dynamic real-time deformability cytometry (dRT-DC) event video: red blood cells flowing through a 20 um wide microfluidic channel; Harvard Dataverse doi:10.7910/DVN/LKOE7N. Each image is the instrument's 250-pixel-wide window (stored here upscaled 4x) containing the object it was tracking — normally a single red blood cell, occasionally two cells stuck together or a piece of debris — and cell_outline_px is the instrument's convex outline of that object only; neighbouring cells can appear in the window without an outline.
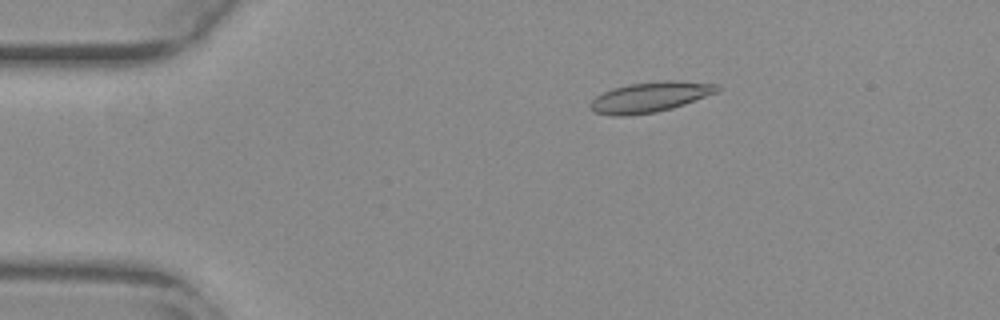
{"species": "common noctule bat (a hibernating species)", "species_latin": "Nyctalus noctula", "temperature_condition": "warm", "stored_images_in_passage": 50, "camera_frame_rate_fps": 3000, "um_per_image_px": 0.085, "animal": {"sex": "female", "body_mass_g": 29.2, "forearm_length_mm": 56.3}, "frame": {"image": 1, "passage_image": 6, "time_ms": 1.667, "image_size_px": [1000, 320], "cell_outline_px": [[720, 92], [672, 108], [656, 112], [624, 116], [612, 116], [596, 112], [588, 104], [596, 96], [612, 88], [628, 84], [664, 80], [676, 80], [720, 84]], "centroid_in_image_um": [55.3, 8.24], "position_along_channel_um": 29.7, "area_um2": 22.54}}
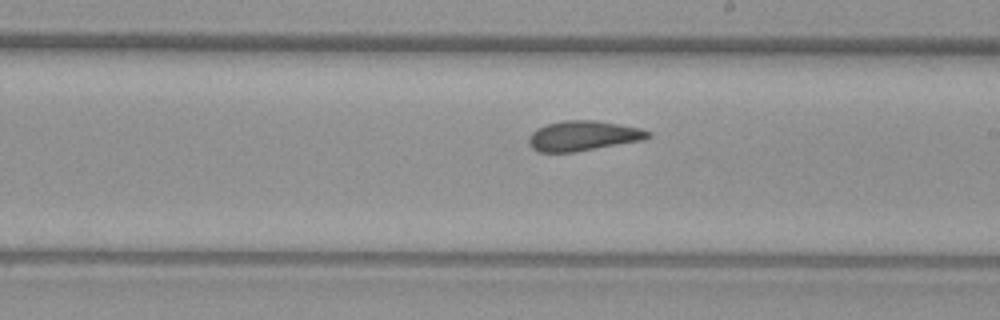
{"frame": {"image": 2, "passage_image": 27, "time_ms": 8.667, "image_size_px": [1000, 320], "cell_outline_px": [[652, 136], [644, 140], [576, 152], [540, 152], [532, 148], [528, 144], [528, 136], [536, 128], [548, 124], [564, 120], [596, 120], [640, 128], [652, 132]], "centroid_in_image_um": [49.58, 11.55], "position_along_channel_um": 239.4, "area_um2": 21.04}}
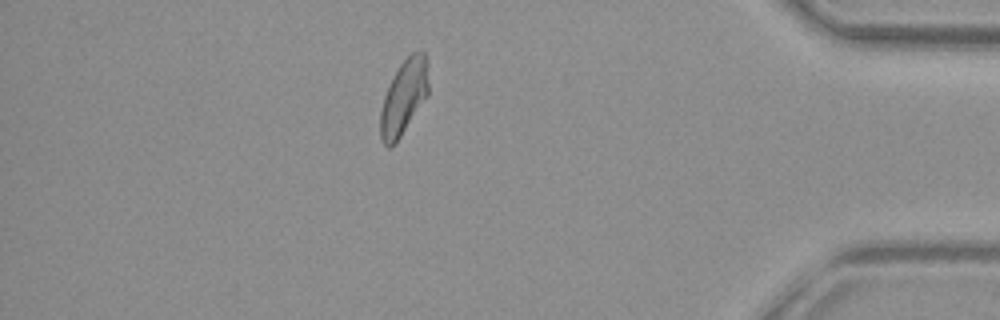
{"frame": {"image": 3, "passage_image": 43, "time_ms": 14.0, "image_size_px": [1000, 320], "cell_outline_px": [[428, 96], [396, 144], [388, 148], [384, 144], [380, 136], [380, 112], [384, 96], [400, 64], [412, 52], [424, 52], [428, 84]], "centroid_in_image_um": [34.31, 8.34], "position_along_channel_um": 400.9, "area_um2": 20.69}, "authors_computed_cell_mechanics": {"area_um2": 21.2993, "velocity_mm_per_s": 3.8194, "shape_relaxation_time_tau1_ms": null, "shape_relaxation_time_tau2_ms": 1.9323, "deformation_change_tau1": null, "deformation_change_tau2": 0.0828}}